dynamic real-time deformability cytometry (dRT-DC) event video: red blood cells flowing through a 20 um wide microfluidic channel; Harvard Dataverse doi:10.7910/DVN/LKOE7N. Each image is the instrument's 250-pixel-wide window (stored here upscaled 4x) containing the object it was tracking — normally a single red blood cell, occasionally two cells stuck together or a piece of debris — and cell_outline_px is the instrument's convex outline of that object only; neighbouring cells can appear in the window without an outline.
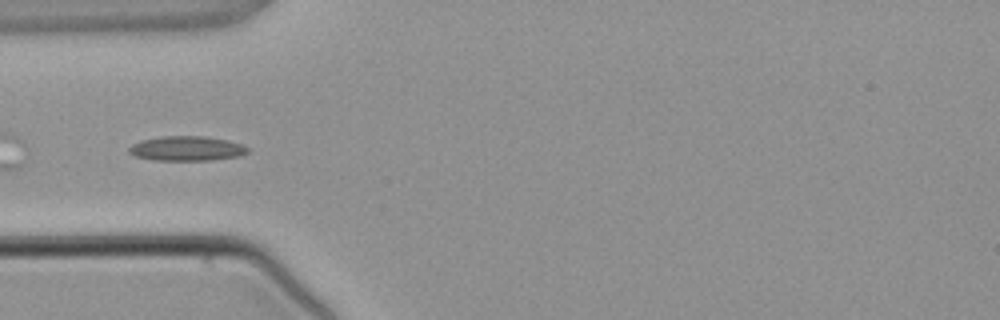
{"species": "common noctule bat (a hibernating species)", "species_latin": "Nyctalus noctula", "temperature_condition": "warm", "stored_images_in_passage": 4, "camera_frame_rate_fps": 3000, "um_per_image_px": 0.085, "animal": {"sex": "male", "body_mass_g": 21.5, "forearm_length_mm": 52.0}, "frame": {"image": 1, "passage_image": 4, "time_ms": 3.333, "image_size_px": [1000, 320], "cell_outline_px": [[248, 152], [240, 156], [212, 160], [152, 160], [136, 156], [128, 152], [128, 148], [132, 144], [140, 140], [160, 136], [204, 136], [228, 140], [240, 144], [248, 148]], "centroid_in_image_um": [15.84, 12.62], "position_along_channel_um": 69.2, "area_um2": 17.11}}